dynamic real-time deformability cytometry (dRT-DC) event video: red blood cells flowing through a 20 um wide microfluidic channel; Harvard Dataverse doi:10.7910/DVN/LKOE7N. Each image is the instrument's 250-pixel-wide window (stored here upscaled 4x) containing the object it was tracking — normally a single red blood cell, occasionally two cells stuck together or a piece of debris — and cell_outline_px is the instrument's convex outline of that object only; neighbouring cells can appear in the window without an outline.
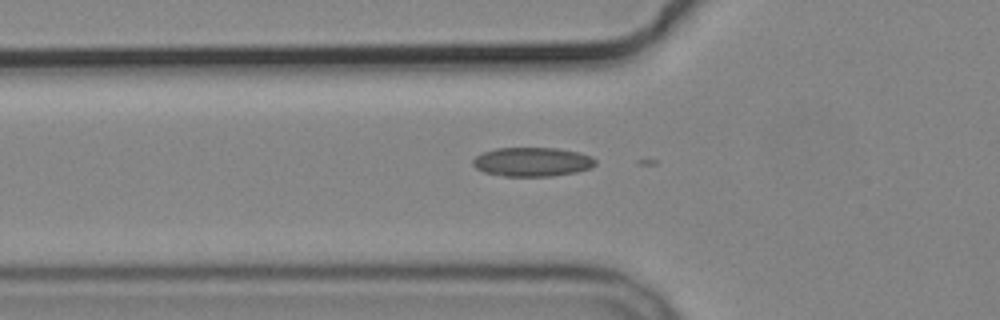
{"species": "common noctule bat (a hibernating species)", "species_latin": "Nyctalus noctula", "temperature_condition": "cold", "stored_images_in_passage": 6, "camera_frame_rate_fps": 3000, "um_per_image_px": 0.085, "animal": {"sex": "male", "body_mass_g": 19.2, "forearm_length_mm": 51.8}, "frame": {"image": 1, "passage_image": 6, "time_ms": 6.667, "image_size_px": [1000, 320], "cell_outline_px": [[596, 164], [592, 168], [576, 172], [552, 176], [504, 176], [484, 172], [476, 168], [472, 164], [472, 160], [476, 156], [484, 152], [496, 148], [556, 148], [576, 152], [592, 156], [596, 160]], "centroid_in_image_um": [45.25, 13.76], "position_along_channel_um": 80.6, "area_um2": 20.75}}